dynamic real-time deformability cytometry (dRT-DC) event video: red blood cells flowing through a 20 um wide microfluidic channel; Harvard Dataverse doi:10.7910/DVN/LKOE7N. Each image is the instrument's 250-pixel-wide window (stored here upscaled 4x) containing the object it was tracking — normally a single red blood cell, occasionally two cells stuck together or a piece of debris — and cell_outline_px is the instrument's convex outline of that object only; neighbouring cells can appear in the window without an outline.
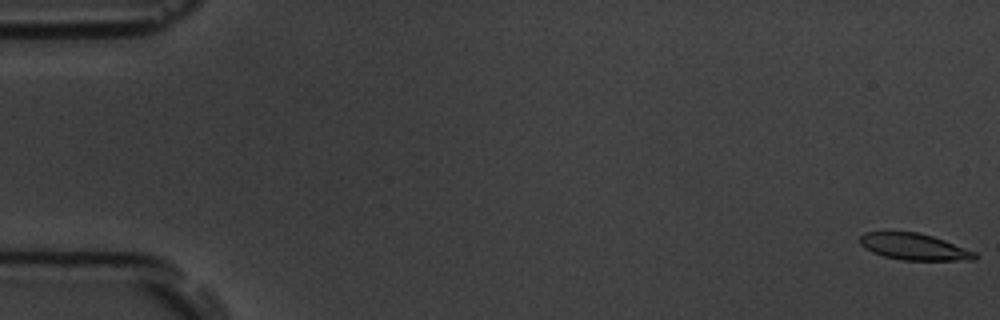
{"species": "common noctule bat (a hibernating species)", "species_latin": "Nyctalus noctula", "temperature_condition": "room temperature", "stored_images_in_passage": 56, "segment_of_instrument_passage": [1, 2], "camera_frame_rate_fps": 3000, "um_per_image_px": 0.085, "animal": {"sex": "male", "body_mass_g": 19.5, "forearm_length_mm": 54.6}, "frame": {"image": 1, "passage_image": 1, "time_ms": 0.0, "image_size_px": [1000, 320], "cell_outline_px": [[980, 256], [976, 260], [900, 260], [884, 256], [872, 252], [864, 248], [860, 244], [860, 236], [864, 232], [916, 232], [932, 236], [944, 240], [976, 252]], "centroid_in_image_um": [77.71, 20.98], "position_along_channel_um": 7.3, "area_um2": 17.8}}
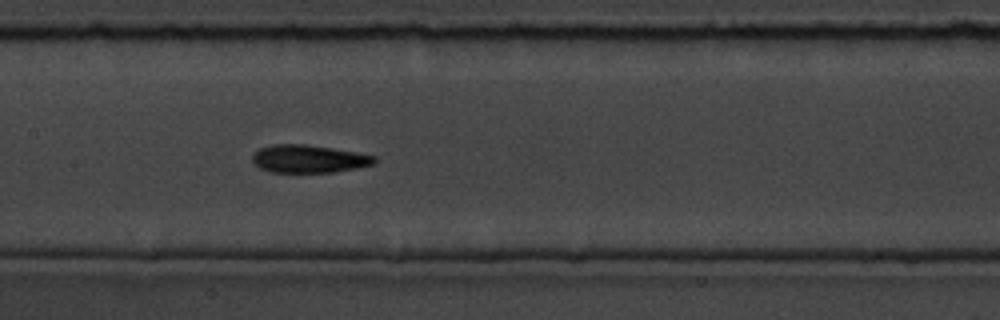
{"frame": {"image": 2, "passage_image": 27, "time_ms": 8.667, "image_size_px": [1000, 320], "cell_outline_px": [[376, 164], [356, 168], [332, 172], [268, 172], [260, 168], [252, 160], [252, 156], [260, 148], [272, 144], [304, 144], [356, 152], [376, 156]], "centroid_in_image_um": [26.25, 13.5], "position_along_channel_um": 181.2, "area_um2": 19.71}}
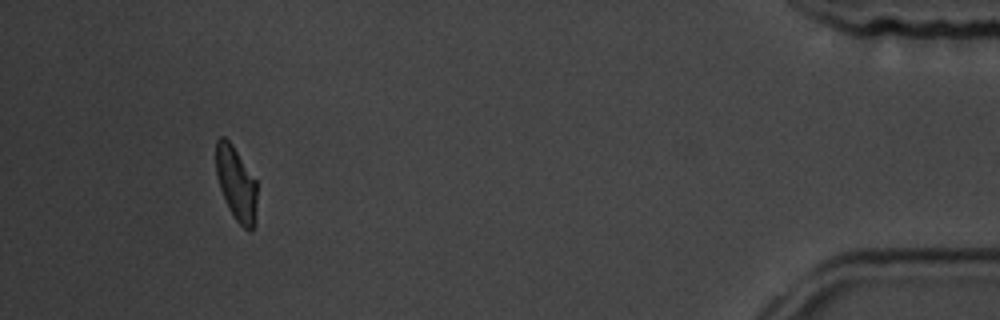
{"frame": {"image": 3, "passage_image": 51, "time_ms": 16.667, "image_size_px": [1000, 320], "cell_outline_px": [[256, 224], [252, 232], [248, 232], [236, 220], [228, 208], [224, 200], [216, 176], [216, 140], [220, 136], [224, 136], [232, 144], [256, 180]], "centroid_in_image_um": [20.08, 15.65], "position_along_channel_um": 415.1, "area_um2": 17.92}}